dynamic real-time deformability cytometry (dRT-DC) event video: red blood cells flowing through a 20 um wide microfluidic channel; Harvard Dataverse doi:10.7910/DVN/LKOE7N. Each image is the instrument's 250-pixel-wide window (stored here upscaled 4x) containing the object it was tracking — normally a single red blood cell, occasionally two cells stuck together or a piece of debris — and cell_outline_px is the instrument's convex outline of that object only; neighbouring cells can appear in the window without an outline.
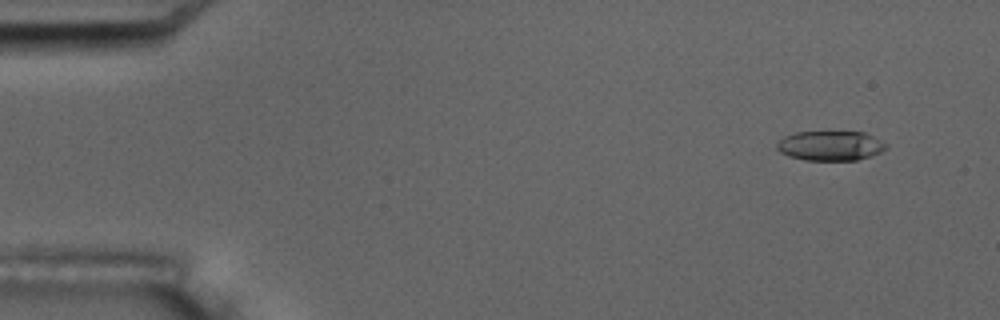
{"species": "common noctule bat (a hibernating species)", "species_latin": "Nyctalus noctula", "temperature_condition": "room temperature", "stored_images_in_passage": 6, "camera_frame_rate_fps": 3000, "um_per_image_px": 0.085, "animal": {"sex": "male", "body_mass_g": 17.5, "forearm_length_mm": 52.3}, "frame": {"image": 1, "passage_image": 2, "time_ms": 1.0, "image_size_px": [1000, 320], "cell_outline_px": [[888, 148], [880, 152], [856, 160], [804, 160], [788, 156], [780, 152], [776, 148], [776, 144], [784, 136], [796, 132], [864, 132], [888, 144]], "centroid_in_image_um": [70.56, 12.39], "position_along_channel_um": 14.4, "area_um2": 18.84}}